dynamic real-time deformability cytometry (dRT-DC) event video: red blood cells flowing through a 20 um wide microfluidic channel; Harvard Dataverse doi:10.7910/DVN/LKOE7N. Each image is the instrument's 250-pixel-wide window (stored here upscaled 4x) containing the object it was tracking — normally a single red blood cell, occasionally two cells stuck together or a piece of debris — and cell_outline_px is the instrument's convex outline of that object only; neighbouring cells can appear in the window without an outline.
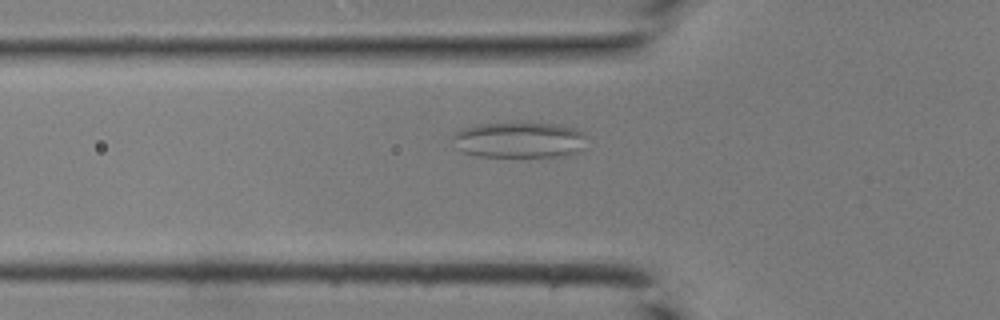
{"species": "common noctule bat (a hibernating species)", "species_latin": "Nyctalus noctula", "temperature_condition": "room temperature", "stored_images_in_passage": 44, "segment_of_instrument_passage": [1, 2], "camera_frame_rate_fps": 3000, "um_per_image_px": 0.085, "animal": {"sex": "male", "body_mass_g": 19.0, "forearm_length_mm": 50.8}, "frame": {"image": 1, "passage_image": 15, "time_ms": 4.667, "image_size_px": [1000, 320], "cell_outline_px": [[584, 148], [580, 152], [560, 156], [480, 156], [464, 152], [452, 148], [452, 136], [456, 132], [464, 128], [476, 124], [520, 120], [524, 120], [560, 124], [576, 128], [584, 136]], "centroid_in_image_um": [44.1, 11.84], "position_along_channel_um": 81.7, "area_um2": 29.07}}
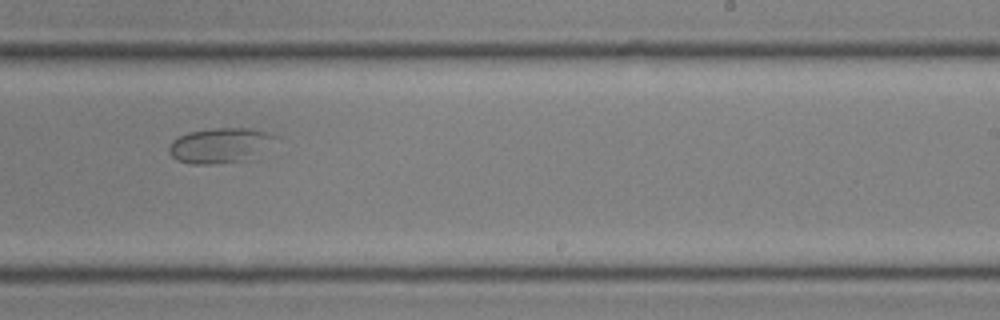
{"frame": {"image": 2, "passage_image": 27, "time_ms": 8.667, "image_size_px": [1000, 320], "cell_outline_px": [[280, 136], [248, 160], [212, 164], [192, 164], [176, 160], [168, 152], [168, 148], [172, 140], [188, 132], [212, 128], [252, 128], [268, 132]], "centroid_in_image_um": [18.67, 12.35], "position_along_channel_um": 270.3, "area_um2": 21.73}}
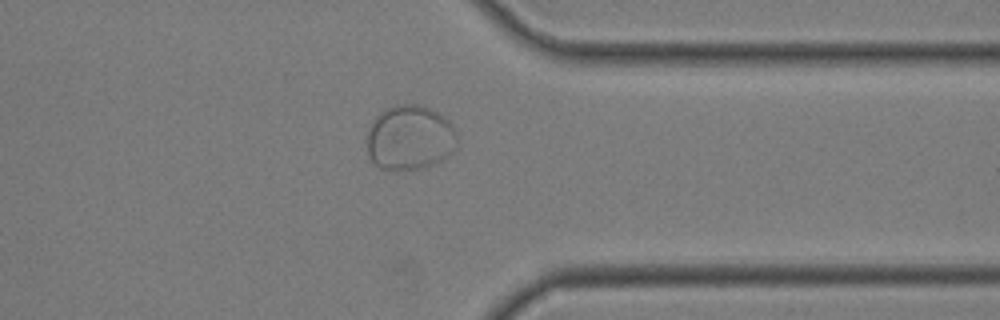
{"frame": {"image": 3, "passage_image": 34, "time_ms": 11.0, "image_size_px": [1000, 320], "cell_outline_px": [[456, 148], [448, 156], [424, 168], [380, 168], [368, 156], [368, 128], [372, 120], [384, 108], [396, 104], [416, 104], [428, 108], [436, 112], [448, 120], [452, 124], [456, 132]], "centroid_in_image_um": [34.83, 11.67], "position_along_channel_um": 376.6, "area_um2": 33.81}}